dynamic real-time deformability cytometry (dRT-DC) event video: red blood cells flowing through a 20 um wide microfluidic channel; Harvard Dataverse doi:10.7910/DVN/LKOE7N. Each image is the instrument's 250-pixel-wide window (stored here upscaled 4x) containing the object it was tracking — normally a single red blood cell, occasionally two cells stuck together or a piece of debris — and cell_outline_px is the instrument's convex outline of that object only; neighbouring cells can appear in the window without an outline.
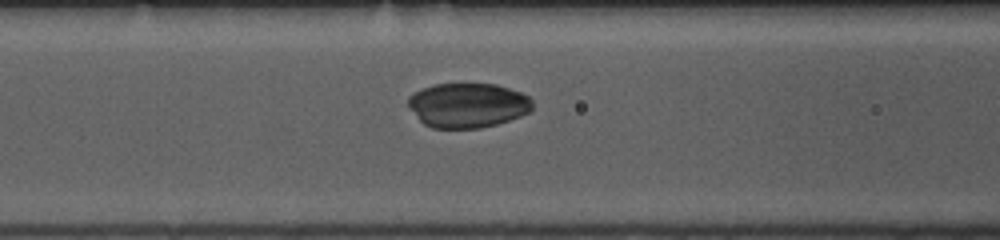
{"species": "common noctule bat (a hibernating species)", "species_latin": "Nyctalus noctula", "temperature_condition": "room temperature", "stored_images_in_passage": 16, "camera_frame_rate_fps": 3000, "um_per_image_px": 0.085, "animal": {"sex": "female", "body_mass_g": 10.0, "forearm_length_mm": 53.1}, "frame": {"image": 1, "passage_image": 14, "time_ms": 4.333, "image_size_px": [1000, 240], "cell_outline_px": [[532, 108], [528, 112], [520, 116], [496, 124], [480, 128], [432, 128], [424, 124], [408, 108], [408, 96], [424, 88], [436, 84], [496, 84], [520, 92], [528, 96], [532, 100]], "centroid_in_image_um": [39.74, 8.95], "position_along_channel_um": 126.9, "area_um2": 32.19}}